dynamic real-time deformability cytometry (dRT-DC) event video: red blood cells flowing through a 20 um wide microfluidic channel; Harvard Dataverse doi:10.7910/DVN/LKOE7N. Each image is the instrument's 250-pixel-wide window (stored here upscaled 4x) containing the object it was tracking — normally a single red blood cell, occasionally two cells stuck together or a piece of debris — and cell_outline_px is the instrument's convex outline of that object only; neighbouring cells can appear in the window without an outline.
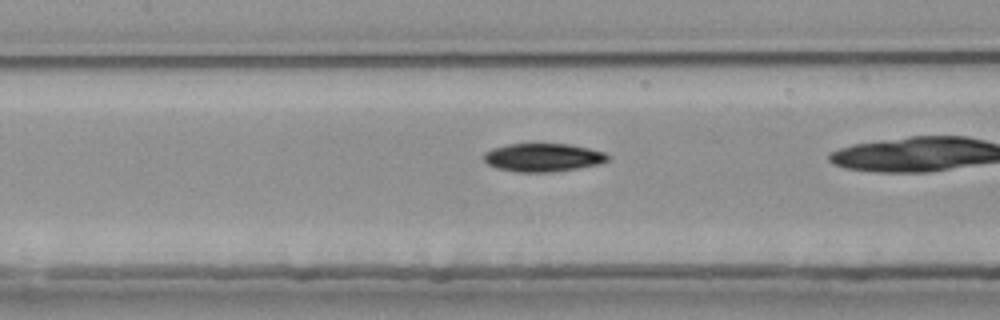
{"species": "common noctule bat (a hibernating species)", "species_latin": "Nyctalus noctula", "temperature_condition": "room temperature", "stored_images_in_passage": 35, "camera_frame_rate_fps": 3000, "um_per_image_px": 0.085, "animal": {"sex": "female", "body_mass_g": 25.1}, "frame": {"image": 1, "passage_image": 18, "time_ms": 5.667, "image_size_px": [1000, 320], "cell_outline_px": [[612, 160], [600, 164], [580, 168], [552, 172], [516, 172], [496, 168], [488, 164], [484, 160], [484, 152], [492, 148], [508, 144], [568, 144], [588, 148], [604, 152], [612, 156]], "centroid_in_image_um": [46.2, 13.39], "position_along_channel_um": 161.2, "area_um2": 20.69}}